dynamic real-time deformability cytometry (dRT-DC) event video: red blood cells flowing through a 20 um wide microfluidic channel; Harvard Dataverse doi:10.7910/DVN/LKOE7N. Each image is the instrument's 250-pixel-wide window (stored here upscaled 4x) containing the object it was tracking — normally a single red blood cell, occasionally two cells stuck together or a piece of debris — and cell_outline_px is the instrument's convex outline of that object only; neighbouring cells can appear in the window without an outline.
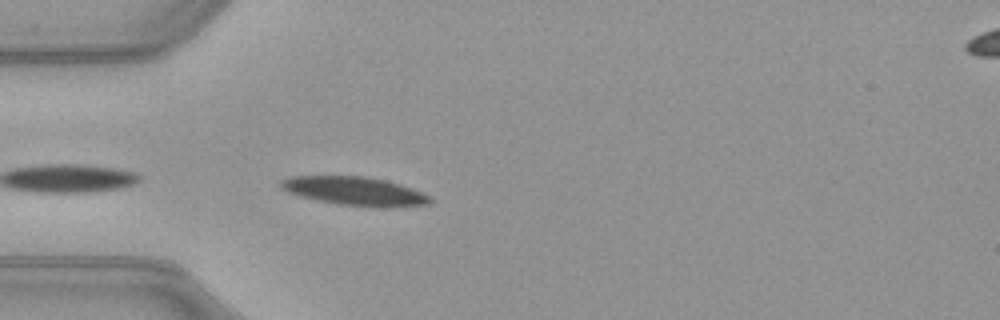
{"species": "common noctule bat (a hibernating species)", "species_latin": "Nyctalus noctula", "temperature_condition": "warm", "stored_images_in_passage": 15, "camera_frame_rate_fps": 3000, "um_per_image_px": 0.085, "animal": {"sex": "female", "body_mass_g": 21.9}, "frame": {"image": 1, "passage_image": 1, "time_ms": 0.0, "image_size_px": [1000, 320], "cell_outline_px": [[432, 200], [428, 204], [336, 204], [316, 200], [300, 196], [288, 192], [280, 188], [280, 180], [288, 176], [364, 176], [384, 180], [400, 184], [420, 192], [428, 196]], "centroid_in_image_um": [29.95, 16.18], "position_along_channel_um": 55.0, "area_um2": 23.52}}
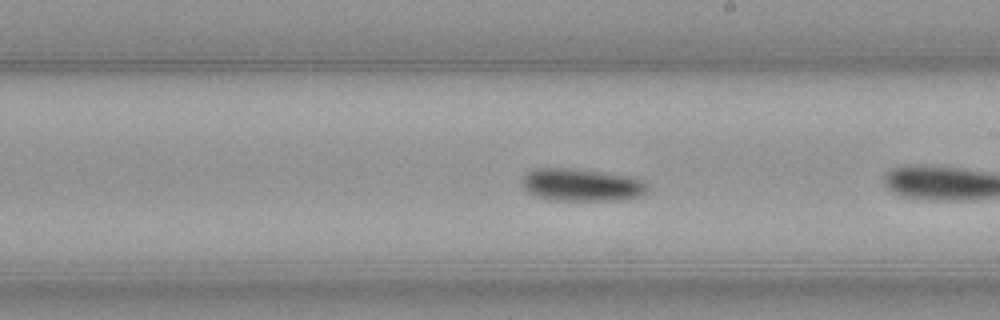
{"frame": {"image": 2, "passage_image": 13, "time_ms": 4.0, "image_size_px": [1000, 320], "cell_outline_px": [[648, 188], [640, 196], [620, 200], [552, 200], [536, 196], [528, 192], [524, 188], [524, 176], [532, 168], [576, 168], [628, 176], [640, 180], [648, 184]], "centroid_in_image_um": [49.43, 15.71], "position_along_channel_um": 239.6, "area_um2": 23.64}}